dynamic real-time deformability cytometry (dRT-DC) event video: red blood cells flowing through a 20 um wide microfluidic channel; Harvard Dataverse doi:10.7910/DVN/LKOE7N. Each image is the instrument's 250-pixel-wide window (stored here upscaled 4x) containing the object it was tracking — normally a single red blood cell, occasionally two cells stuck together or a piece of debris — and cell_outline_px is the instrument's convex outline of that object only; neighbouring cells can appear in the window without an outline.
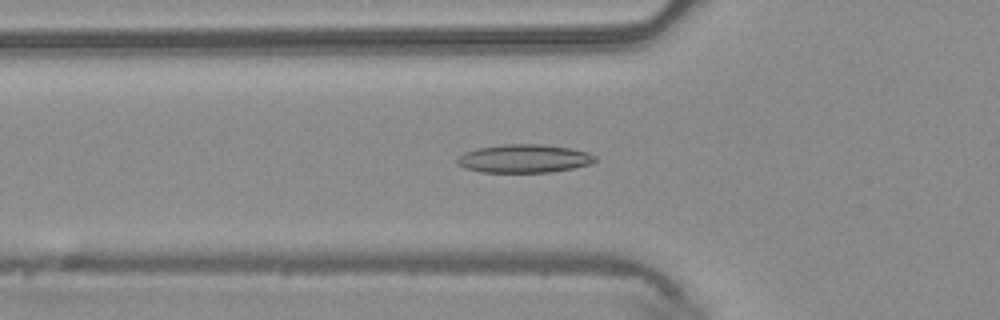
{"species": "common noctule bat (a hibernating species)", "species_latin": "Nyctalus noctula", "temperature_condition": "warm", "stored_images_in_passage": 33, "camera_frame_rate_fps": 3000, "um_per_image_px": 0.085, "animal": {"sex": "male", "body_mass_g": 20.4}, "frame": {"image": 1, "passage_image": 13, "time_ms": 4.0, "image_size_px": [1000, 320], "cell_outline_px": [[596, 160], [592, 164], [552, 172], [480, 172], [464, 168], [456, 164], [456, 160], [464, 152], [476, 148], [504, 144], [540, 144], [572, 148], [588, 152], [596, 156]], "centroid_in_image_um": [44.54, 13.48], "position_along_channel_um": 81.3, "area_um2": 22.95}}
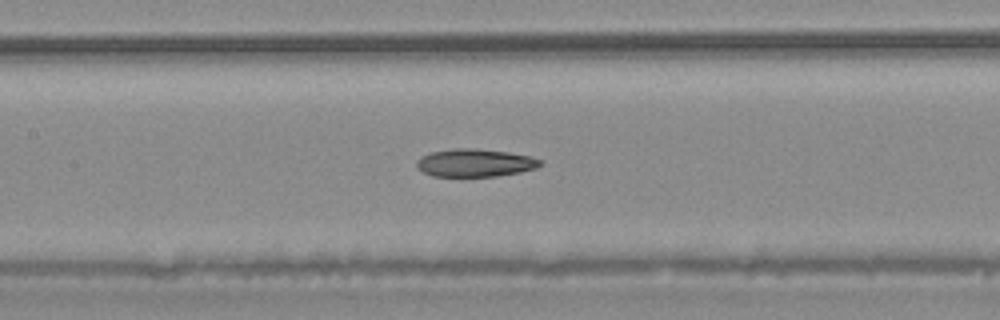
{"frame": {"image": 2, "passage_image": 19, "time_ms": 6.0, "image_size_px": [1000, 320], "cell_outline_px": [[544, 164], [536, 168], [520, 172], [496, 176], [432, 176], [416, 168], [416, 160], [432, 152], [452, 148], [472, 148], [508, 152], [532, 156], [544, 160]], "centroid_in_image_um": [40.42, 13.84], "position_along_channel_um": 167.0, "area_um2": 20.17}}
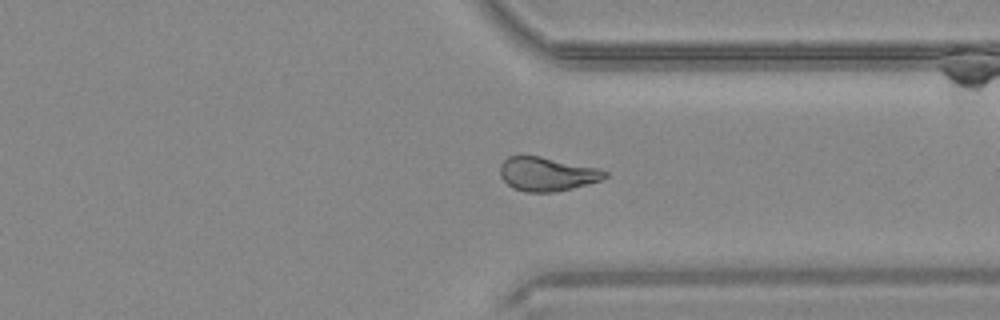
{"frame": {"image": 3, "passage_image": 33, "time_ms": 10.667, "image_size_px": [1000, 320], "cell_outline_px": [[608, 176], [600, 180], [572, 188], [552, 192], [524, 192], [512, 188], [500, 176], [500, 164], [508, 156], [540, 156], [596, 168], [608, 172]], "centroid_in_image_um": [46.45, 14.8], "position_along_channel_um": 364.9, "area_um2": 20.46}, "authors_computed_cell_mechanics": {"area_um2": 20.808, "velocity_mm_per_s": 4.2428, "shape_relaxation_time_tau1_ms": null, "shape_relaxation_time_tau2_ms": 2.1106, "deformation_change_tau1": null, "deformation_change_tau2": 0.0915}}